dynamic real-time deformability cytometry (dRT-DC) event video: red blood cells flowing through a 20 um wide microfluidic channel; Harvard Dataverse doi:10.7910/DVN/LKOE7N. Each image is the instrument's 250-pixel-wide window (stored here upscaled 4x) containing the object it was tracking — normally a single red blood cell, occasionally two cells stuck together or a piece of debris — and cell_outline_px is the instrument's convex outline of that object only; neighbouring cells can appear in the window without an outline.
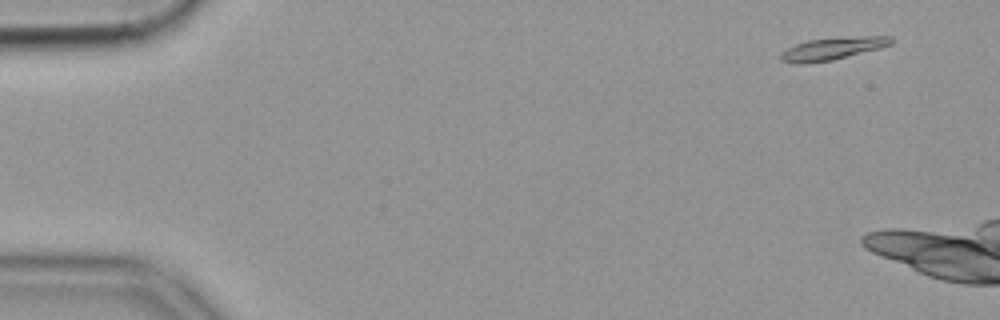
{"species": "common noctule bat (a hibernating species)", "species_latin": "Nyctalus noctula", "temperature_condition": "cold", "stored_images_in_passage": 10, "camera_frame_rate_fps": 3000, "um_per_image_px": 0.085, "animal": {"sex": "female", "body_mass_g": 19.9}, "frame": {"image": 1, "passage_image": 5, "time_ms": 1.333, "image_size_px": [1000, 320], "cell_outline_px": [[896, 40], [892, 44], [880, 48], [832, 60], [808, 64], [792, 64], [780, 60], [780, 52], [796, 44], [808, 40], [864, 36], [892, 36]], "centroid_in_image_um": [70.76, 4.15], "position_along_channel_um": 14.2, "area_um2": 14.51}}